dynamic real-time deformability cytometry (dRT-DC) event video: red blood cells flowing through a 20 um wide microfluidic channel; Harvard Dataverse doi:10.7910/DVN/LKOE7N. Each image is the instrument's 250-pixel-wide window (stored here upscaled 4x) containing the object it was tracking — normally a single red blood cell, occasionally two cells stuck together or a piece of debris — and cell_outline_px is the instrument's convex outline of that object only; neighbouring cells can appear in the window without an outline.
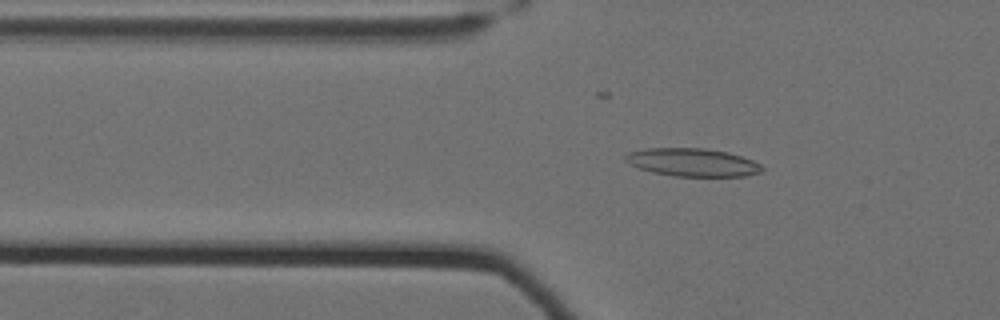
{"species": "Egyptian fruit bat (a non-hibernating species)", "species_latin": "Rousettus aegyptiacus", "temperature_condition": "cold", "stored_images_in_passage": 42, "camera_frame_rate_fps": 3000, "um_per_image_px": 0.085, "animal": {"sex": "female"}, "frame": {"image": 1, "passage_image": 4, "time_ms": 1.0, "image_size_px": [1000, 320], "cell_outline_px": [[764, 168], [760, 172], [744, 176], [672, 176], [652, 172], [628, 164], [624, 160], [624, 156], [628, 152], [644, 148], [704, 148], [728, 152], [752, 160], [760, 164]], "centroid_in_image_um": [58.82, 13.79], "position_along_channel_um": 67.0, "area_um2": 22.37}}
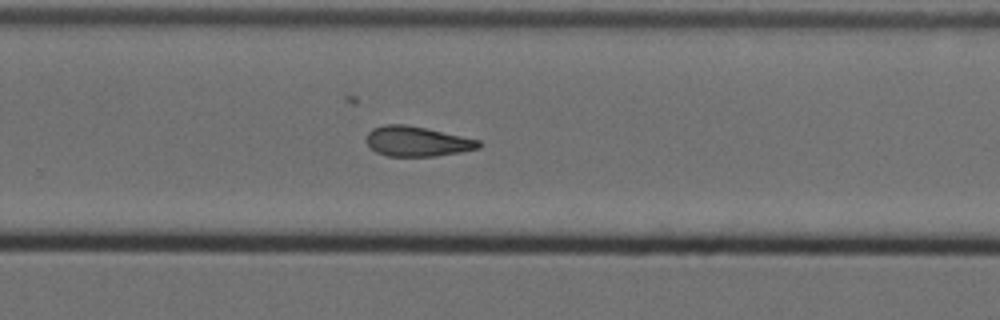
{"frame": {"image": 2, "passage_image": 24, "time_ms": 7.667, "image_size_px": [1000, 320], "cell_outline_px": [[484, 144], [480, 148], [460, 152], [436, 156], [388, 156], [376, 152], [364, 140], [368, 132], [372, 128], [384, 124], [404, 124], [424, 128], [480, 140]], "centroid_in_image_um": [35.44, 12.02], "position_along_channel_um": 294.4, "area_um2": 19.65}}
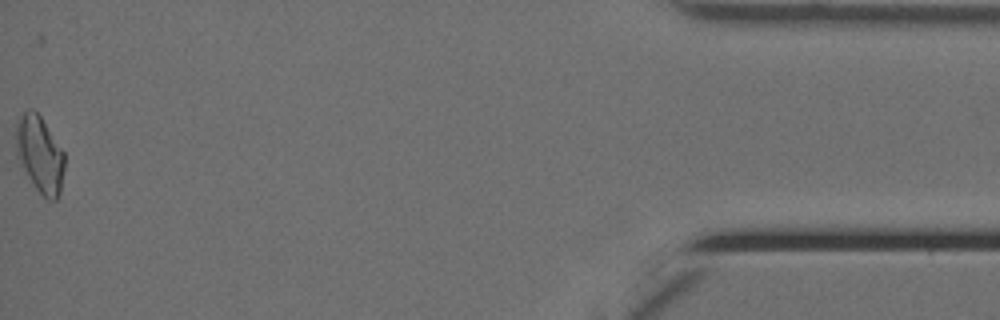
{"frame": {"image": 3, "passage_image": 42, "time_ms": 13.667, "image_size_px": [1000, 320], "cell_outline_px": [[64, 168], [60, 192], [56, 200], [48, 200], [36, 188], [28, 176], [16, 156], [16, 128], [20, 116], [28, 108], [32, 108], [40, 116], [64, 152]], "centroid_in_image_um": [3.38, 13.11], "position_along_channel_um": 431.8, "area_um2": 21.33}, "authors_computed_cell_mechanics": {"area_um2": 20.2011, "velocity_mm_per_s": 3.5118, "shape_relaxation_time_tau1_ms": null, "shape_relaxation_time_tau2_ms": 7.2407, "deformation_change_tau1": null, "deformation_change_tau2": 0.1615}}